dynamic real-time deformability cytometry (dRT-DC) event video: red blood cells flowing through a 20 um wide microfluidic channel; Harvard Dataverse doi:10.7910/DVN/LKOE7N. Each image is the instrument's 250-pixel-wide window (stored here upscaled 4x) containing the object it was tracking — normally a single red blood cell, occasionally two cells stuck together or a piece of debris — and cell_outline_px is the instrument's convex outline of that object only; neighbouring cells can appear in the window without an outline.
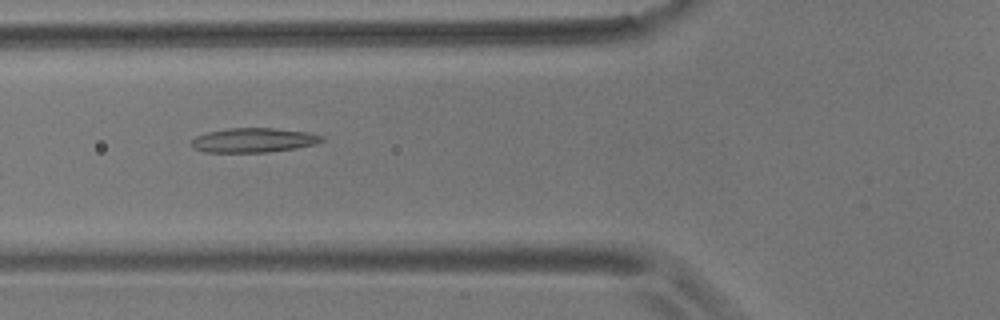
{"species": "common noctule bat (a hibernating species)", "species_latin": "Nyctalus noctula", "temperature_condition": "room temperature", "stored_images_in_passage": 40, "camera_frame_rate_fps": 3000, "um_per_image_px": 0.085, "animal": {"sex": "male", "body_mass_g": 17.9}, "frame": {"image": 1, "passage_image": 5, "time_ms": 1.333, "image_size_px": [1000, 320], "cell_outline_px": [[324, 140], [316, 144], [296, 148], [268, 152], [204, 152], [192, 148], [188, 144], [196, 136], [208, 132], [228, 128], [272, 128], [308, 132], [324, 136]], "centroid_in_image_um": [21.53, 11.92], "position_along_channel_um": 104.3, "area_um2": 18.67}}
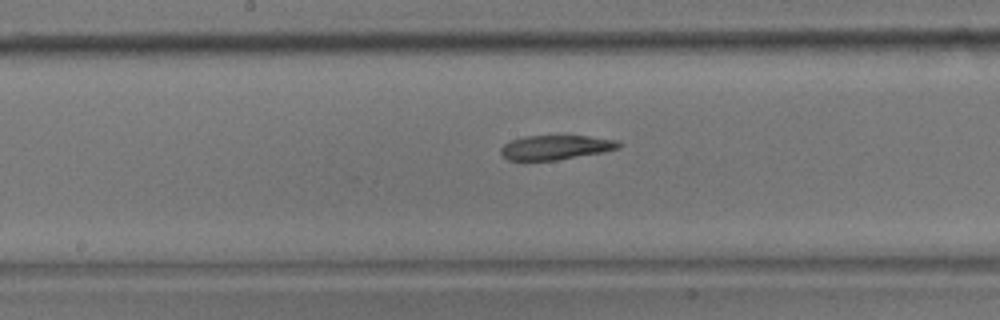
{"frame": {"image": 2, "passage_image": 13, "time_ms": 4.0, "image_size_px": [1000, 320], "cell_outline_px": [[624, 144], [620, 148], [604, 152], [556, 160], [508, 160], [500, 152], [500, 148], [504, 144], [512, 140], [524, 136], [588, 136], [616, 140]], "centroid_in_image_um": [47.27, 12.53], "position_along_channel_um": 200.9, "area_um2": 16.76}}
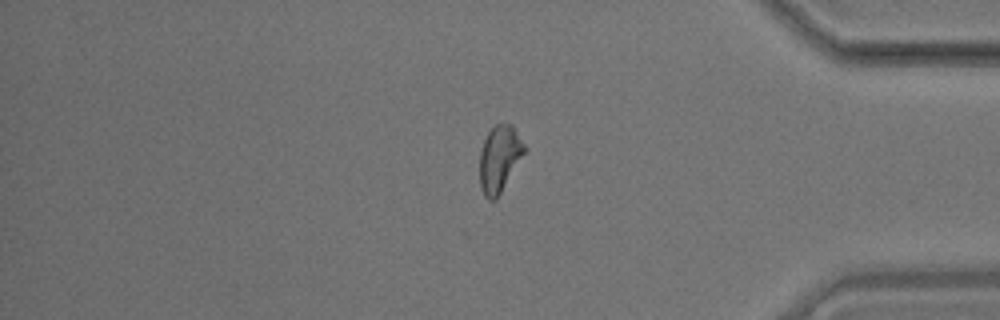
{"frame": {"image": 3, "passage_image": 31, "time_ms": 10.0, "image_size_px": [1000, 320], "cell_outline_px": [[528, 148], [496, 200], [488, 200], [484, 196], [480, 184], [480, 152], [484, 140], [488, 132], [496, 124], [512, 124]], "centroid_in_image_um": [42.47, 13.49], "position_along_channel_um": 392.7, "area_um2": 17.4}, "authors_computed_cell_mechanics": {"area_um2": 17.7157, "velocity_mm_per_s": 3.6134, "shape_relaxation_time_tau1_ms": 5.4283, "shape_relaxation_time_tau2_ms": null, "deformation_change_tau1": 0.1756, "deformation_change_tau2": null}}